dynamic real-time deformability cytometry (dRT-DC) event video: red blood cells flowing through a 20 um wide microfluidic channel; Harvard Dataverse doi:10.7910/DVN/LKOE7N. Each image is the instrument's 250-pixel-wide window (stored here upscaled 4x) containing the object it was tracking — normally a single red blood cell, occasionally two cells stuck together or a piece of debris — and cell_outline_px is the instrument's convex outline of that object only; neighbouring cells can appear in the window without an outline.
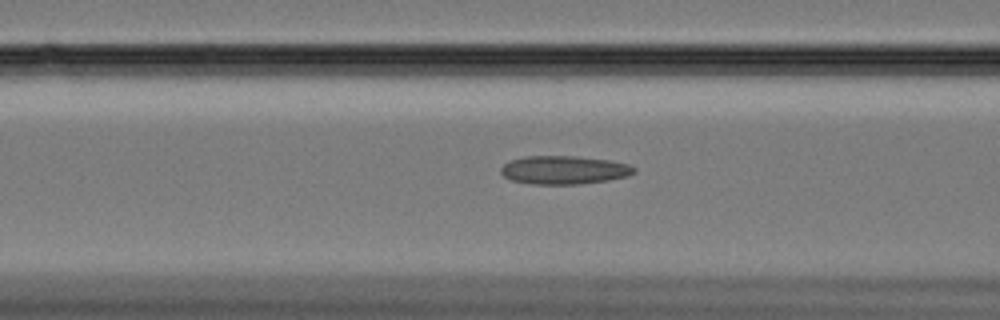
{"species": "Egyptian fruit bat (a non-hibernating species)", "species_latin": "Rousettus aegyptiacus", "temperature_condition": "cold", "stored_images_in_passage": 44, "camera_frame_rate_fps": 3000, "um_per_image_px": 0.085, "animal": {"sex": "female"}, "frame": {"image": 1, "passage_image": 16, "time_ms": 5.0, "image_size_px": [1000, 320], "cell_outline_px": [[636, 172], [628, 176], [608, 180], [580, 184], [532, 184], [512, 180], [504, 176], [500, 172], [500, 168], [508, 160], [524, 156], [572, 156], [608, 160], [628, 164], [636, 168]], "centroid_in_image_um": [47.92, 14.45], "position_along_channel_um": 118.7, "area_um2": 22.08}}
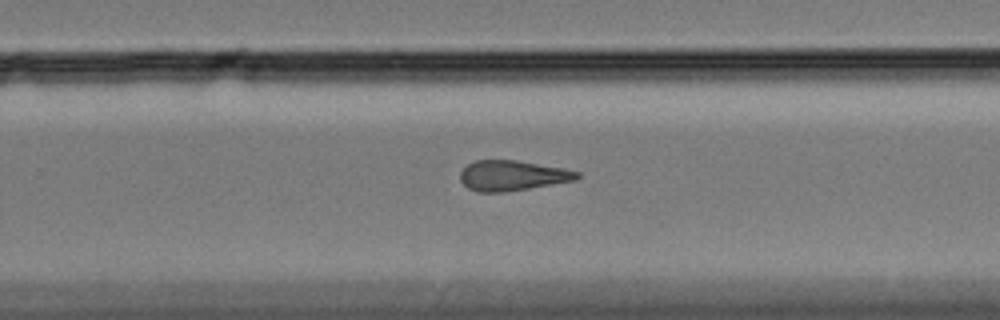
{"frame": {"image": 2, "passage_image": 31, "time_ms": 10.0, "image_size_px": [1000, 320], "cell_outline_px": [[580, 176], [576, 180], [504, 192], [480, 192], [468, 188], [460, 180], [460, 172], [468, 164], [476, 160], [516, 160], [564, 168], [580, 172]], "centroid_in_image_um": [43.55, 14.92], "position_along_channel_um": 286.3, "area_um2": 20.46}}
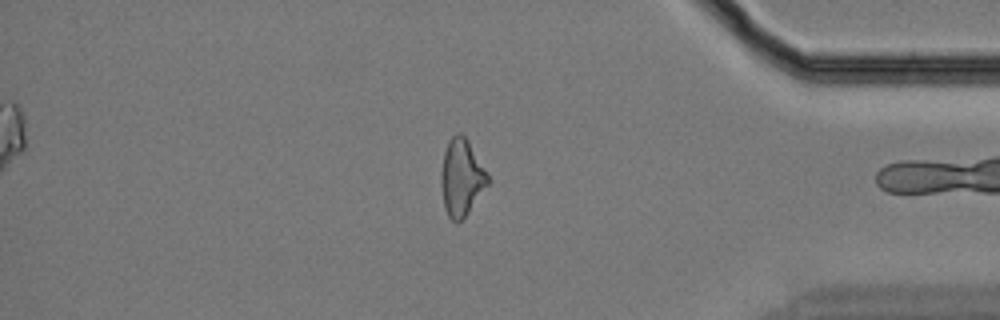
{"frame": {"image": 3, "passage_image": 43, "time_ms": 14.0, "image_size_px": [1000, 320], "cell_outline_px": [[488, 184], [468, 212], [460, 220], [452, 220], [448, 216], [444, 208], [440, 184], [440, 176], [444, 152], [448, 140], [456, 132], [460, 132], [468, 140], [484, 168], [488, 176]], "centroid_in_image_um": [39.19, 15.06], "position_along_channel_um": 396.0, "area_um2": 20.63}}